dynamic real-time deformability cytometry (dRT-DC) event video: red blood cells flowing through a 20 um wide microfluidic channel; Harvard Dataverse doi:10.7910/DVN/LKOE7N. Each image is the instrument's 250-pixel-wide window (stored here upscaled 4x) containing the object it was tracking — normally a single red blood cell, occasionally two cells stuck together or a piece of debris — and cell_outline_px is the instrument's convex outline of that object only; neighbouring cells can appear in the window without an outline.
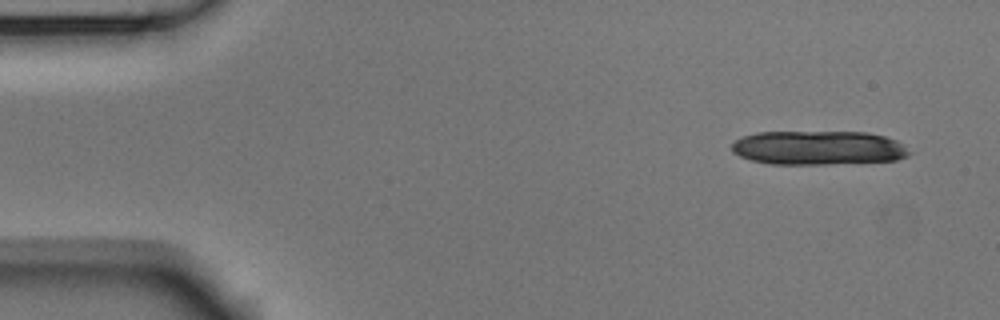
{"species": "Egyptian fruit bat (a non-hibernating species)", "species_latin": "Rousettus aegyptiacus", "temperature_condition": "room temperature", "stored_images_in_passage": 6, "segment_of_instrument_passage": [2, 2], "camera_frame_rate_fps": 3000, "um_per_image_px": 0.085, "animal": {"sex": "male"}, "frame": {"image": 1, "passage_image": 6, "time_ms": 1.667, "image_size_px": [1000, 320], "cell_outline_px": [[912, 152], [908, 156], [896, 160], [824, 164], [772, 164], [752, 160], [740, 156], [732, 152], [732, 144], [736, 140], [744, 136], [756, 132], [868, 132], [884, 136], [896, 140]], "centroid_in_image_um": [69.56, 12.56], "position_along_channel_um": 15.4, "area_um2": 35.2}}